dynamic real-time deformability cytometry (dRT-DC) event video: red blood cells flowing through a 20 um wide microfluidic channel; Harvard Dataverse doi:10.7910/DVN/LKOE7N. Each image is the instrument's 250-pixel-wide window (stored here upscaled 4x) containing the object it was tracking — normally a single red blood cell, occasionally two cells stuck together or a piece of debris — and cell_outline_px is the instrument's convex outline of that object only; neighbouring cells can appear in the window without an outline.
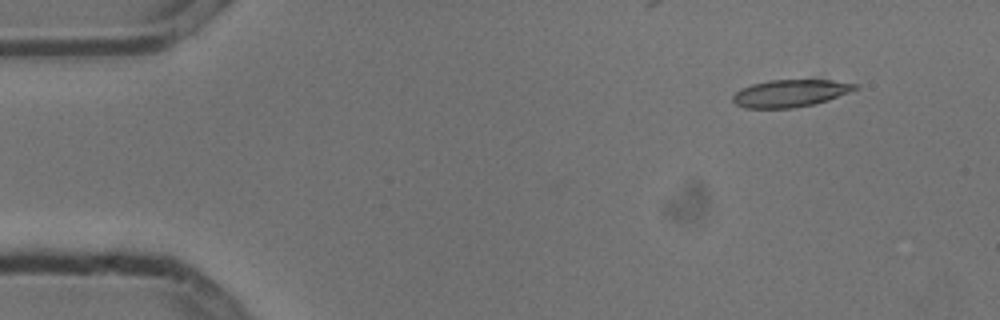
{"species": "common noctule bat (a hibernating species)", "species_latin": "Nyctalus noctula", "temperature_condition": "cold", "stored_images_in_passage": 6, "camera_frame_rate_fps": 3000, "um_per_image_px": 0.085, "animal": {"sex": "male", "body_mass_g": 13.3}, "frame": {"image": 1, "passage_image": 2, "time_ms": 0.333, "image_size_px": [1000, 320], "cell_outline_px": [[860, 88], [828, 100], [812, 104], [792, 108], [744, 108], [736, 104], [732, 100], [732, 96], [740, 88], [752, 84], [768, 80], [832, 80], [860, 84]], "centroid_in_image_um": [67.18, 7.92], "position_along_channel_um": 17.8, "area_um2": 19.54}}
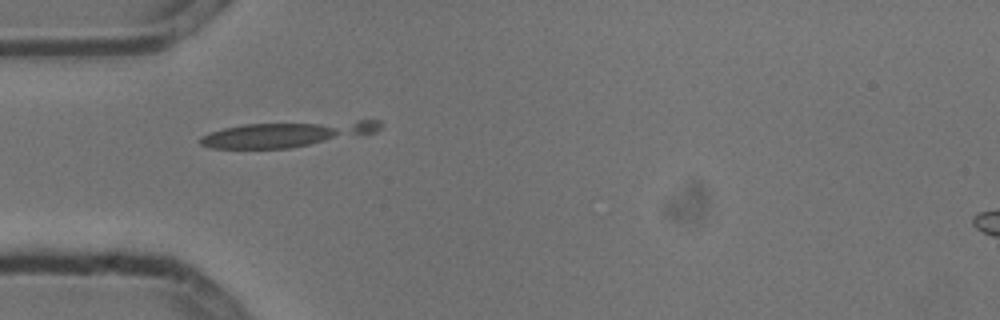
{"frame": {"image": 2, "passage_image": 5, "time_ms": 1.333, "image_size_px": [1000, 320], "cell_outline_px": [[380, 128], [376, 132], [288, 148], [212, 148], [200, 144], [200, 136], [208, 132], [224, 128], [244, 124], [360, 120], [380, 120]], "centroid_in_image_um": [24.32, 11.38], "position_along_channel_um": 60.7, "area_um2": 26.13}}